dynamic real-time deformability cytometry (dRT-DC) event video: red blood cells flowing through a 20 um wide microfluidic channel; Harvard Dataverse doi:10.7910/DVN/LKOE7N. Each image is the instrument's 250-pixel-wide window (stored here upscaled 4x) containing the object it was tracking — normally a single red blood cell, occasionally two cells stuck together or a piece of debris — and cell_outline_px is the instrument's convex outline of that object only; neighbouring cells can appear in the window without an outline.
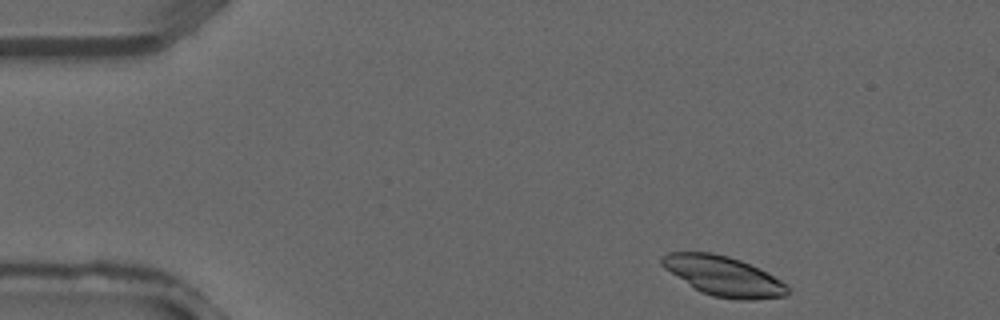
{"species": "common noctule bat (a hibernating species)", "species_latin": "Nyctalus noctula", "temperature_condition": "warm", "stored_images_in_passage": 35, "segment_of_instrument_passage": [1, 2], "camera_frame_rate_fps": 3000, "um_per_image_px": 0.085, "animal": {"sex": "male", "forearm_length_mm": 52.5}, "frame": {"image": 1, "passage_image": 1, "time_ms": 0.0, "image_size_px": [1000, 320], "cell_outline_px": [[788, 296], [752, 300], [740, 300], [712, 296], [700, 292], [664, 268], [660, 264], [660, 256], [668, 252], [712, 252], [728, 256], [740, 260], [788, 284]], "centroid_in_image_um": [61.46, 23.47], "position_along_channel_um": 23.5, "area_um2": 28.96}}